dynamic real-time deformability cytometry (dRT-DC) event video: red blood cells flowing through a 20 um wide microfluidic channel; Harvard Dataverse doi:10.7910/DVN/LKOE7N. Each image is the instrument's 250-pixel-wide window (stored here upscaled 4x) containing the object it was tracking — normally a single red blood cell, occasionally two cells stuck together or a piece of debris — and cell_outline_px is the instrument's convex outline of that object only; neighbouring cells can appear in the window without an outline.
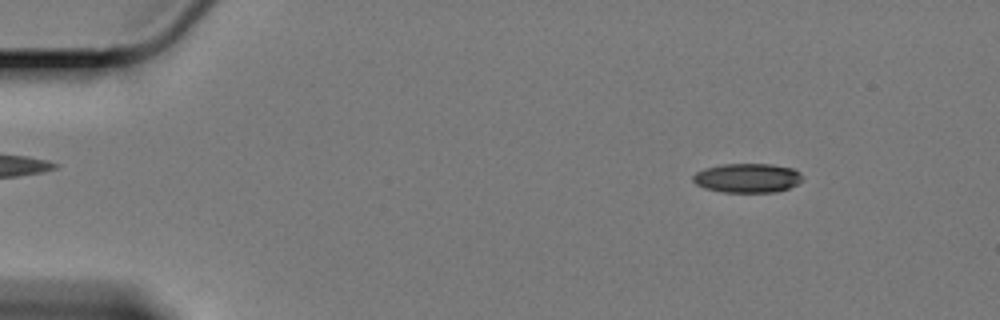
{"species": "Egyptian fruit bat (a non-hibernating species)", "species_latin": "Rousettus aegyptiacus", "temperature_condition": "cold", "stored_images_in_passage": 13, "camera_frame_rate_fps": 3000, "um_per_image_px": 0.085, "animal": {"sex": "female"}, "frame": {"image": 1, "passage_image": 3, "time_ms": 0.667, "image_size_px": [1000, 320], "cell_outline_px": [[804, 180], [788, 188], [776, 192], [724, 192], [704, 188], [696, 184], [692, 180], [692, 176], [696, 172], [704, 168], [724, 164], [772, 164], [792, 168], [800, 172], [804, 176]], "centroid_in_image_um": [63.54, 15.12], "position_along_channel_um": 21.5, "area_um2": 18.79}}
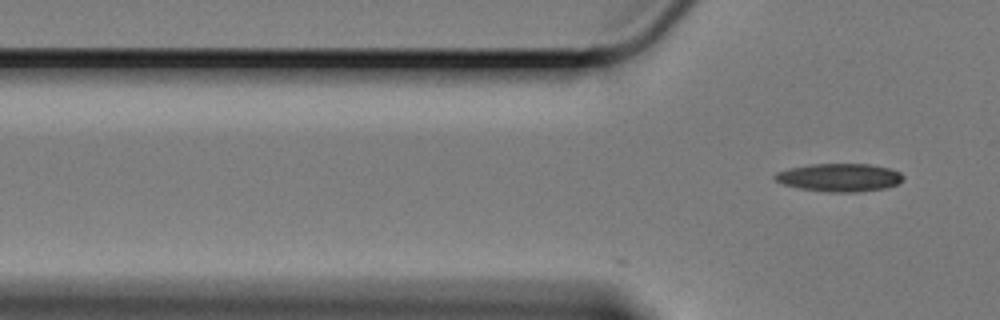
{"frame": {"image": 2, "passage_image": 13, "time_ms": 4.0, "image_size_px": [1000, 320], "cell_outline_px": [[904, 180], [896, 184], [884, 188], [856, 192], [828, 192], [800, 188], [784, 184], [776, 180], [772, 176], [776, 172], [788, 168], [808, 164], [868, 164], [892, 168], [900, 172], [904, 176]], "centroid_in_image_um": [71.36, 15.07], "position_along_channel_um": 54.4, "area_um2": 21.04}}